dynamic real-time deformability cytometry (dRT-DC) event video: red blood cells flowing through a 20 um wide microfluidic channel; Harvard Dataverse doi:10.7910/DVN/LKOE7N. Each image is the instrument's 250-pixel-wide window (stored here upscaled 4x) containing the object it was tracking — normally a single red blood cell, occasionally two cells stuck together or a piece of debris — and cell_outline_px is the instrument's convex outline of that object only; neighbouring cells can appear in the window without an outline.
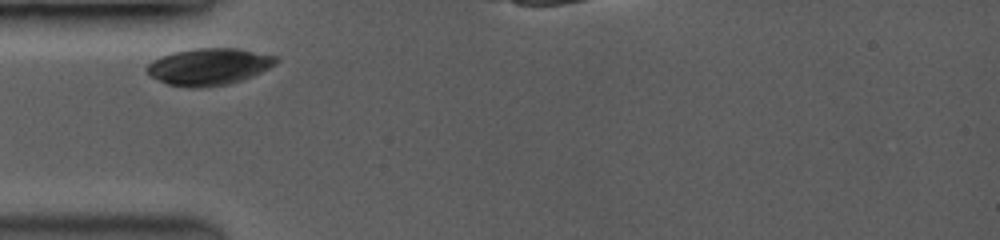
{"species": "common noctule bat (a hibernating species)", "species_latin": "Nyctalus noctula", "temperature_condition": "room temperature", "stored_images_in_passage": 3, "camera_frame_rate_fps": 3500, "um_per_image_px": 0.085, "animal": {"sex": "female", "body_mass_g": 19.0, "forearm_length_mm": 53.3}, "frame": {"image": 1, "passage_image": 1, "time_ms": 0.0, "image_size_px": [1000, 240], "cell_outline_px": [[280, 60], [276, 64], [252, 76], [228, 84], [168, 84], [148, 76], [144, 72], [144, 68], [152, 60], [160, 56], [172, 52], [196, 48], [236, 48], [280, 56]], "centroid_in_image_um": [17.76, 5.6], "position_along_channel_um": 67.2, "area_um2": 27.11}}
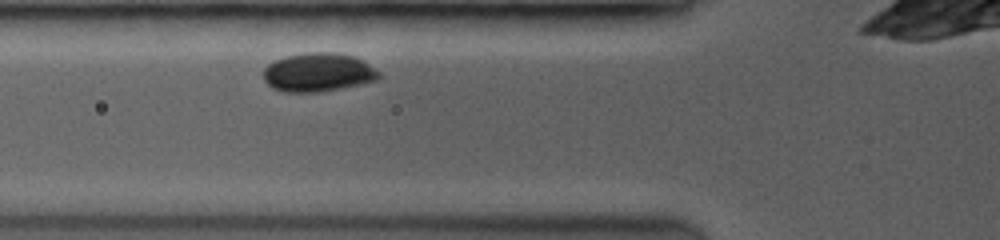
{"frame": {"image": 2, "passage_image": 3, "time_ms": 0.857, "image_size_px": [1000, 240], "cell_outline_px": [[380, 76], [376, 80], [360, 84], [340, 88], [316, 92], [288, 92], [272, 88], [264, 80], [264, 68], [268, 64], [276, 60], [288, 56], [308, 52], [336, 52], [352, 56], [364, 60], [380, 72]], "centroid_in_image_um": [27.05, 6.14], "position_along_channel_um": 98.7, "area_um2": 25.89}}